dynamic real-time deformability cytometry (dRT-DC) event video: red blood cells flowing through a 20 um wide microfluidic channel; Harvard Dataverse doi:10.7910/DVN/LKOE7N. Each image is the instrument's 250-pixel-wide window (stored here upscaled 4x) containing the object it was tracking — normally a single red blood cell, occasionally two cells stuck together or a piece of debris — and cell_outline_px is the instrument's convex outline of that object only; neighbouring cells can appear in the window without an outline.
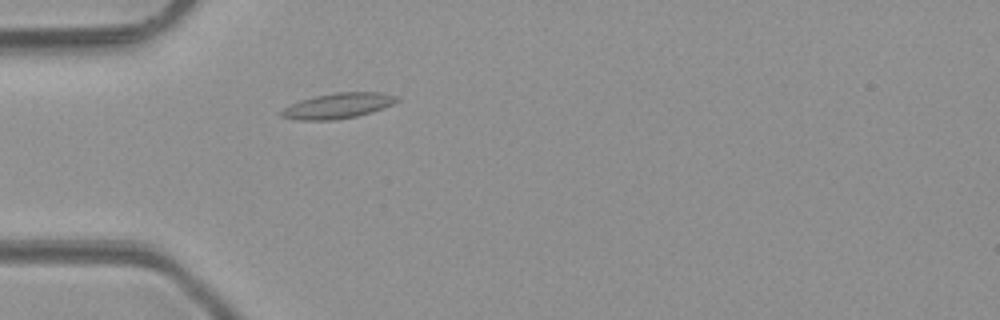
{"species": "common noctule bat (a hibernating species)", "species_latin": "Nyctalus noctula", "temperature_condition": "room temperature", "stored_images_in_passage": 4, "camera_frame_rate_fps": 3000, "um_per_image_px": 0.085, "animal": {"sex": "male", "body_mass_g": 23.1, "forearm_length_mm": 52.7}, "frame": {"image": 1, "passage_image": 4, "time_ms": 4.333, "image_size_px": [1000, 320], "cell_outline_px": [[400, 100], [392, 104], [372, 112], [356, 116], [336, 120], [296, 120], [280, 116], [276, 112], [288, 104], [300, 100], [316, 96], [336, 92], [380, 92], [400, 96]], "centroid_in_image_um": [28.67, 8.99], "position_along_channel_um": 56.3, "area_um2": 17.4}}